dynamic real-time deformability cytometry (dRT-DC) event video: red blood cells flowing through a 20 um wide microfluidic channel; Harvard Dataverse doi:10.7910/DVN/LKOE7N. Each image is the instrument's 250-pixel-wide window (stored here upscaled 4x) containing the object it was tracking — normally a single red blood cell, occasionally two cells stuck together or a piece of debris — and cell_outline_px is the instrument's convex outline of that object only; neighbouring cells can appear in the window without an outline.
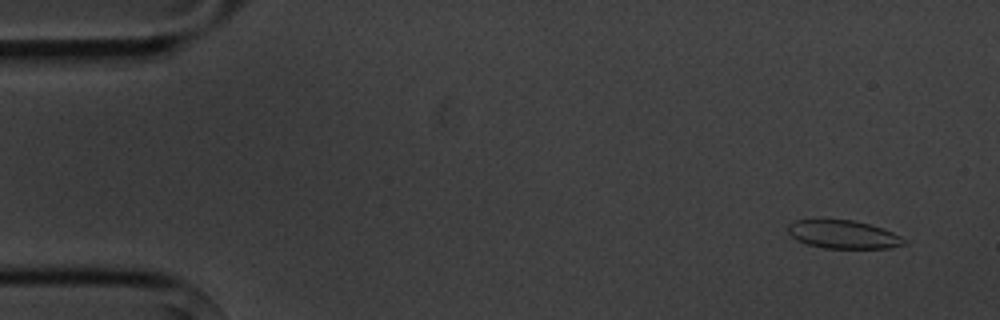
{"species": "common noctule bat (a hibernating species)", "species_latin": "Nyctalus noctula", "temperature_condition": "cold", "stored_images_in_passage": 5, "camera_frame_rate_fps": 3000, "um_per_image_px": 0.085, "animal": {"sex": "male", "body_mass_g": 20.1, "forearm_length_mm": 53.5}, "frame": {"image": 1, "passage_image": 1, "time_ms": 0.0, "image_size_px": [1000, 320], "cell_outline_px": [[908, 244], [888, 248], [824, 248], [808, 244], [796, 240], [788, 232], [788, 224], [796, 220], [852, 220], [884, 228], [908, 240]], "centroid_in_image_um": [71.72, 19.94], "position_along_channel_um": 13.3, "area_um2": 19.07}}